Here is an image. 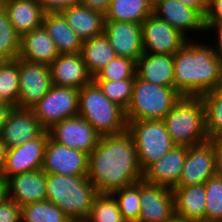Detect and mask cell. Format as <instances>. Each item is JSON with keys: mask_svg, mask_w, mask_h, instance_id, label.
I'll return each instance as SVG.
<instances>
[{"mask_svg": "<svg viewBox=\"0 0 222 222\" xmlns=\"http://www.w3.org/2000/svg\"><path fill=\"white\" fill-rule=\"evenodd\" d=\"M44 131L45 129L31 109L14 107L2 128L0 138L10 149L36 139Z\"/></svg>", "mask_w": 222, "mask_h": 222, "instance_id": "ac0fdd59", "label": "cell"}, {"mask_svg": "<svg viewBox=\"0 0 222 222\" xmlns=\"http://www.w3.org/2000/svg\"><path fill=\"white\" fill-rule=\"evenodd\" d=\"M80 54L93 77L117 56L104 33L83 41Z\"/></svg>", "mask_w": 222, "mask_h": 222, "instance_id": "f1b7e54d", "label": "cell"}, {"mask_svg": "<svg viewBox=\"0 0 222 222\" xmlns=\"http://www.w3.org/2000/svg\"><path fill=\"white\" fill-rule=\"evenodd\" d=\"M0 222H21V206L9 197L0 202Z\"/></svg>", "mask_w": 222, "mask_h": 222, "instance_id": "f35d334b", "label": "cell"}, {"mask_svg": "<svg viewBox=\"0 0 222 222\" xmlns=\"http://www.w3.org/2000/svg\"><path fill=\"white\" fill-rule=\"evenodd\" d=\"M48 138L45 130L36 139L8 149L2 175L8 179L16 174L42 169Z\"/></svg>", "mask_w": 222, "mask_h": 222, "instance_id": "4fadbf2b", "label": "cell"}, {"mask_svg": "<svg viewBox=\"0 0 222 222\" xmlns=\"http://www.w3.org/2000/svg\"><path fill=\"white\" fill-rule=\"evenodd\" d=\"M45 14L59 13L65 9L80 4V0H37Z\"/></svg>", "mask_w": 222, "mask_h": 222, "instance_id": "ab89813d", "label": "cell"}, {"mask_svg": "<svg viewBox=\"0 0 222 222\" xmlns=\"http://www.w3.org/2000/svg\"><path fill=\"white\" fill-rule=\"evenodd\" d=\"M0 3L20 36L42 26L45 12L37 0H0Z\"/></svg>", "mask_w": 222, "mask_h": 222, "instance_id": "d4e9b609", "label": "cell"}, {"mask_svg": "<svg viewBox=\"0 0 222 222\" xmlns=\"http://www.w3.org/2000/svg\"><path fill=\"white\" fill-rule=\"evenodd\" d=\"M87 178L98 193L109 194L143 180L137 150L127 131L100 137L89 153Z\"/></svg>", "mask_w": 222, "mask_h": 222, "instance_id": "6da1fadb", "label": "cell"}, {"mask_svg": "<svg viewBox=\"0 0 222 222\" xmlns=\"http://www.w3.org/2000/svg\"><path fill=\"white\" fill-rule=\"evenodd\" d=\"M42 26L55 42L59 54L80 53L82 41L68 25L62 12L45 14Z\"/></svg>", "mask_w": 222, "mask_h": 222, "instance_id": "4316f807", "label": "cell"}, {"mask_svg": "<svg viewBox=\"0 0 222 222\" xmlns=\"http://www.w3.org/2000/svg\"><path fill=\"white\" fill-rule=\"evenodd\" d=\"M19 97V63L16 60L0 62V102L17 107Z\"/></svg>", "mask_w": 222, "mask_h": 222, "instance_id": "4dcf8cb0", "label": "cell"}, {"mask_svg": "<svg viewBox=\"0 0 222 222\" xmlns=\"http://www.w3.org/2000/svg\"><path fill=\"white\" fill-rule=\"evenodd\" d=\"M127 132L133 138L143 172L177 146L162 120L129 121Z\"/></svg>", "mask_w": 222, "mask_h": 222, "instance_id": "52a82bcc", "label": "cell"}, {"mask_svg": "<svg viewBox=\"0 0 222 222\" xmlns=\"http://www.w3.org/2000/svg\"><path fill=\"white\" fill-rule=\"evenodd\" d=\"M188 39L173 55L174 88L182 96H202L219 87L222 60L213 44Z\"/></svg>", "mask_w": 222, "mask_h": 222, "instance_id": "7a4b0ae2", "label": "cell"}, {"mask_svg": "<svg viewBox=\"0 0 222 222\" xmlns=\"http://www.w3.org/2000/svg\"><path fill=\"white\" fill-rule=\"evenodd\" d=\"M204 184L205 222H222V178L214 175Z\"/></svg>", "mask_w": 222, "mask_h": 222, "instance_id": "d590c367", "label": "cell"}, {"mask_svg": "<svg viewBox=\"0 0 222 222\" xmlns=\"http://www.w3.org/2000/svg\"><path fill=\"white\" fill-rule=\"evenodd\" d=\"M186 156L187 146H176L143 172V180L173 189L179 182Z\"/></svg>", "mask_w": 222, "mask_h": 222, "instance_id": "ffe728a7", "label": "cell"}, {"mask_svg": "<svg viewBox=\"0 0 222 222\" xmlns=\"http://www.w3.org/2000/svg\"><path fill=\"white\" fill-rule=\"evenodd\" d=\"M97 193L87 176L46 173V200L70 219H87Z\"/></svg>", "mask_w": 222, "mask_h": 222, "instance_id": "3957f363", "label": "cell"}, {"mask_svg": "<svg viewBox=\"0 0 222 222\" xmlns=\"http://www.w3.org/2000/svg\"><path fill=\"white\" fill-rule=\"evenodd\" d=\"M47 131L53 141L88 154L97 146L101 137L96 130L79 115L64 119L53 125Z\"/></svg>", "mask_w": 222, "mask_h": 222, "instance_id": "7c38bea8", "label": "cell"}, {"mask_svg": "<svg viewBox=\"0 0 222 222\" xmlns=\"http://www.w3.org/2000/svg\"><path fill=\"white\" fill-rule=\"evenodd\" d=\"M111 0H80V4L90 8L91 10H95L97 12H101L103 15L108 11Z\"/></svg>", "mask_w": 222, "mask_h": 222, "instance_id": "7bdbcfd3", "label": "cell"}, {"mask_svg": "<svg viewBox=\"0 0 222 222\" xmlns=\"http://www.w3.org/2000/svg\"><path fill=\"white\" fill-rule=\"evenodd\" d=\"M201 98L205 106L207 137L210 140L222 136V92L216 88Z\"/></svg>", "mask_w": 222, "mask_h": 222, "instance_id": "1f68e13d", "label": "cell"}, {"mask_svg": "<svg viewBox=\"0 0 222 222\" xmlns=\"http://www.w3.org/2000/svg\"><path fill=\"white\" fill-rule=\"evenodd\" d=\"M214 175H216L215 150L208 140L187 147L186 161L176 186L202 184Z\"/></svg>", "mask_w": 222, "mask_h": 222, "instance_id": "2e32d148", "label": "cell"}, {"mask_svg": "<svg viewBox=\"0 0 222 222\" xmlns=\"http://www.w3.org/2000/svg\"><path fill=\"white\" fill-rule=\"evenodd\" d=\"M49 67L54 86L81 89L93 81L80 53L59 54Z\"/></svg>", "mask_w": 222, "mask_h": 222, "instance_id": "d6986e66", "label": "cell"}, {"mask_svg": "<svg viewBox=\"0 0 222 222\" xmlns=\"http://www.w3.org/2000/svg\"><path fill=\"white\" fill-rule=\"evenodd\" d=\"M9 198L19 206L46 200V173L36 170L8 178Z\"/></svg>", "mask_w": 222, "mask_h": 222, "instance_id": "44dd1931", "label": "cell"}, {"mask_svg": "<svg viewBox=\"0 0 222 222\" xmlns=\"http://www.w3.org/2000/svg\"><path fill=\"white\" fill-rule=\"evenodd\" d=\"M167 222H190V221H187L181 217H178L176 215H174L171 219H169Z\"/></svg>", "mask_w": 222, "mask_h": 222, "instance_id": "681fc988", "label": "cell"}, {"mask_svg": "<svg viewBox=\"0 0 222 222\" xmlns=\"http://www.w3.org/2000/svg\"><path fill=\"white\" fill-rule=\"evenodd\" d=\"M153 14L187 39L188 32H205V16L197 9L187 6L177 0H154Z\"/></svg>", "mask_w": 222, "mask_h": 222, "instance_id": "5bb4252c", "label": "cell"}, {"mask_svg": "<svg viewBox=\"0 0 222 222\" xmlns=\"http://www.w3.org/2000/svg\"><path fill=\"white\" fill-rule=\"evenodd\" d=\"M20 50V35L10 23L0 3V62L15 60Z\"/></svg>", "mask_w": 222, "mask_h": 222, "instance_id": "836d02e7", "label": "cell"}, {"mask_svg": "<svg viewBox=\"0 0 222 222\" xmlns=\"http://www.w3.org/2000/svg\"><path fill=\"white\" fill-rule=\"evenodd\" d=\"M218 89L222 92V81H221V83L219 84Z\"/></svg>", "mask_w": 222, "mask_h": 222, "instance_id": "816d5d0a", "label": "cell"}, {"mask_svg": "<svg viewBox=\"0 0 222 222\" xmlns=\"http://www.w3.org/2000/svg\"><path fill=\"white\" fill-rule=\"evenodd\" d=\"M143 52L174 55L188 40L154 14L141 24Z\"/></svg>", "mask_w": 222, "mask_h": 222, "instance_id": "30bf717a", "label": "cell"}, {"mask_svg": "<svg viewBox=\"0 0 222 222\" xmlns=\"http://www.w3.org/2000/svg\"><path fill=\"white\" fill-rule=\"evenodd\" d=\"M58 55L55 42L43 26L20 36L19 58L50 65Z\"/></svg>", "mask_w": 222, "mask_h": 222, "instance_id": "603a6c76", "label": "cell"}, {"mask_svg": "<svg viewBox=\"0 0 222 222\" xmlns=\"http://www.w3.org/2000/svg\"><path fill=\"white\" fill-rule=\"evenodd\" d=\"M181 96L174 87L149 83L135 75L132 99L125 111L126 120H163Z\"/></svg>", "mask_w": 222, "mask_h": 222, "instance_id": "8992f818", "label": "cell"}, {"mask_svg": "<svg viewBox=\"0 0 222 222\" xmlns=\"http://www.w3.org/2000/svg\"><path fill=\"white\" fill-rule=\"evenodd\" d=\"M19 63V97L17 108L32 109L53 86L49 65L34 63L22 58Z\"/></svg>", "mask_w": 222, "mask_h": 222, "instance_id": "9c48e42d", "label": "cell"}, {"mask_svg": "<svg viewBox=\"0 0 222 222\" xmlns=\"http://www.w3.org/2000/svg\"><path fill=\"white\" fill-rule=\"evenodd\" d=\"M110 101L118 104L125 111L128 108L133 94L135 79L120 81L93 80Z\"/></svg>", "mask_w": 222, "mask_h": 222, "instance_id": "8d00e7d4", "label": "cell"}, {"mask_svg": "<svg viewBox=\"0 0 222 222\" xmlns=\"http://www.w3.org/2000/svg\"><path fill=\"white\" fill-rule=\"evenodd\" d=\"M70 218L48 200L28 203L21 207V222H68Z\"/></svg>", "mask_w": 222, "mask_h": 222, "instance_id": "f546056e", "label": "cell"}, {"mask_svg": "<svg viewBox=\"0 0 222 222\" xmlns=\"http://www.w3.org/2000/svg\"><path fill=\"white\" fill-rule=\"evenodd\" d=\"M78 115L100 136L117 135L127 131L125 110L110 101L94 81L79 89Z\"/></svg>", "mask_w": 222, "mask_h": 222, "instance_id": "277c9868", "label": "cell"}, {"mask_svg": "<svg viewBox=\"0 0 222 222\" xmlns=\"http://www.w3.org/2000/svg\"><path fill=\"white\" fill-rule=\"evenodd\" d=\"M104 34L117 56L135 62L143 53L141 24L125 21H104Z\"/></svg>", "mask_w": 222, "mask_h": 222, "instance_id": "e0dca14e", "label": "cell"}, {"mask_svg": "<svg viewBox=\"0 0 222 222\" xmlns=\"http://www.w3.org/2000/svg\"><path fill=\"white\" fill-rule=\"evenodd\" d=\"M126 222H139L140 181L125 186L112 193Z\"/></svg>", "mask_w": 222, "mask_h": 222, "instance_id": "d6a6232c", "label": "cell"}, {"mask_svg": "<svg viewBox=\"0 0 222 222\" xmlns=\"http://www.w3.org/2000/svg\"><path fill=\"white\" fill-rule=\"evenodd\" d=\"M88 222H126L113 194L97 193L92 203Z\"/></svg>", "mask_w": 222, "mask_h": 222, "instance_id": "e575fe53", "label": "cell"}, {"mask_svg": "<svg viewBox=\"0 0 222 222\" xmlns=\"http://www.w3.org/2000/svg\"><path fill=\"white\" fill-rule=\"evenodd\" d=\"M177 1L199 10L204 16H206L209 9V0H177Z\"/></svg>", "mask_w": 222, "mask_h": 222, "instance_id": "f6af8a7d", "label": "cell"}, {"mask_svg": "<svg viewBox=\"0 0 222 222\" xmlns=\"http://www.w3.org/2000/svg\"><path fill=\"white\" fill-rule=\"evenodd\" d=\"M68 222H88V219H70Z\"/></svg>", "mask_w": 222, "mask_h": 222, "instance_id": "f907efd6", "label": "cell"}, {"mask_svg": "<svg viewBox=\"0 0 222 222\" xmlns=\"http://www.w3.org/2000/svg\"><path fill=\"white\" fill-rule=\"evenodd\" d=\"M205 24H222V0H209Z\"/></svg>", "mask_w": 222, "mask_h": 222, "instance_id": "60d3db41", "label": "cell"}, {"mask_svg": "<svg viewBox=\"0 0 222 222\" xmlns=\"http://www.w3.org/2000/svg\"><path fill=\"white\" fill-rule=\"evenodd\" d=\"M206 31L209 30L214 31L217 36L216 42H214L216 46L213 45L215 52L222 60V24H205ZM217 43V44H216ZM216 47V48H215Z\"/></svg>", "mask_w": 222, "mask_h": 222, "instance_id": "ee69618b", "label": "cell"}, {"mask_svg": "<svg viewBox=\"0 0 222 222\" xmlns=\"http://www.w3.org/2000/svg\"><path fill=\"white\" fill-rule=\"evenodd\" d=\"M139 222H167L175 215L172 189L140 181Z\"/></svg>", "mask_w": 222, "mask_h": 222, "instance_id": "9a60e30c", "label": "cell"}, {"mask_svg": "<svg viewBox=\"0 0 222 222\" xmlns=\"http://www.w3.org/2000/svg\"><path fill=\"white\" fill-rule=\"evenodd\" d=\"M78 100L79 89L53 85L31 110L47 131L64 119L77 116Z\"/></svg>", "mask_w": 222, "mask_h": 222, "instance_id": "ba28073f", "label": "cell"}, {"mask_svg": "<svg viewBox=\"0 0 222 222\" xmlns=\"http://www.w3.org/2000/svg\"><path fill=\"white\" fill-rule=\"evenodd\" d=\"M162 121L177 146L190 147L209 140L200 96H181Z\"/></svg>", "mask_w": 222, "mask_h": 222, "instance_id": "5b68a950", "label": "cell"}, {"mask_svg": "<svg viewBox=\"0 0 222 222\" xmlns=\"http://www.w3.org/2000/svg\"><path fill=\"white\" fill-rule=\"evenodd\" d=\"M14 106L6 102H0V134L4 124L7 121L8 115L13 110Z\"/></svg>", "mask_w": 222, "mask_h": 222, "instance_id": "bcb514c9", "label": "cell"}, {"mask_svg": "<svg viewBox=\"0 0 222 222\" xmlns=\"http://www.w3.org/2000/svg\"><path fill=\"white\" fill-rule=\"evenodd\" d=\"M8 148L6 144L0 138V174L3 172V168L5 165L6 157H7Z\"/></svg>", "mask_w": 222, "mask_h": 222, "instance_id": "c3c4849f", "label": "cell"}, {"mask_svg": "<svg viewBox=\"0 0 222 222\" xmlns=\"http://www.w3.org/2000/svg\"><path fill=\"white\" fill-rule=\"evenodd\" d=\"M89 154L48 138L42 170L69 176H87Z\"/></svg>", "mask_w": 222, "mask_h": 222, "instance_id": "8fae6325", "label": "cell"}, {"mask_svg": "<svg viewBox=\"0 0 222 222\" xmlns=\"http://www.w3.org/2000/svg\"><path fill=\"white\" fill-rule=\"evenodd\" d=\"M154 0H111L104 21H125L142 24L153 14Z\"/></svg>", "mask_w": 222, "mask_h": 222, "instance_id": "83f0119b", "label": "cell"}, {"mask_svg": "<svg viewBox=\"0 0 222 222\" xmlns=\"http://www.w3.org/2000/svg\"><path fill=\"white\" fill-rule=\"evenodd\" d=\"M215 150V170L216 175L222 178V136L209 140Z\"/></svg>", "mask_w": 222, "mask_h": 222, "instance_id": "b9f144b4", "label": "cell"}, {"mask_svg": "<svg viewBox=\"0 0 222 222\" xmlns=\"http://www.w3.org/2000/svg\"><path fill=\"white\" fill-rule=\"evenodd\" d=\"M9 197L8 179L0 174V202Z\"/></svg>", "mask_w": 222, "mask_h": 222, "instance_id": "7dc6e473", "label": "cell"}, {"mask_svg": "<svg viewBox=\"0 0 222 222\" xmlns=\"http://www.w3.org/2000/svg\"><path fill=\"white\" fill-rule=\"evenodd\" d=\"M62 13L82 42L104 33L105 18L101 12L78 4L65 9Z\"/></svg>", "mask_w": 222, "mask_h": 222, "instance_id": "484cf974", "label": "cell"}, {"mask_svg": "<svg viewBox=\"0 0 222 222\" xmlns=\"http://www.w3.org/2000/svg\"><path fill=\"white\" fill-rule=\"evenodd\" d=\"M136 76L163 87H174L173 55L143 52L136 61Z\"/></svg>", "mask_w": 222, "mask_h": 222, "instance_id": "7402d4cb", "label": "cell"}, {"mask_svg": "<svg viewBox=\"0 0 222 222\" xmlns=\"http://www.w3.org/2000/svg\"><path fill=\"white\" fill-rule=\"evenodd\" d=\"M175 215L190 222H205V184L175 186Z\"/></svg>", "mask_w": 222, "mask_h": 222, "instance_id": "cb8c5ba5", "label": "cell"}, {"mask_svg": "<svg viewBox=\"0 0 222 222\" xmlns=\"http://www.w3.org/2000/svg\"><path fill=\"white\" fill-rule=\"evenodd\" d=\"M135 69L136 62L134 60L116 56L93 77V80L120 81L135 79Z\"/></svg>", "mask_w": 222, "mask_h": 222, "instance_id": "74e56055", "label": "cell"}]
</instances>
